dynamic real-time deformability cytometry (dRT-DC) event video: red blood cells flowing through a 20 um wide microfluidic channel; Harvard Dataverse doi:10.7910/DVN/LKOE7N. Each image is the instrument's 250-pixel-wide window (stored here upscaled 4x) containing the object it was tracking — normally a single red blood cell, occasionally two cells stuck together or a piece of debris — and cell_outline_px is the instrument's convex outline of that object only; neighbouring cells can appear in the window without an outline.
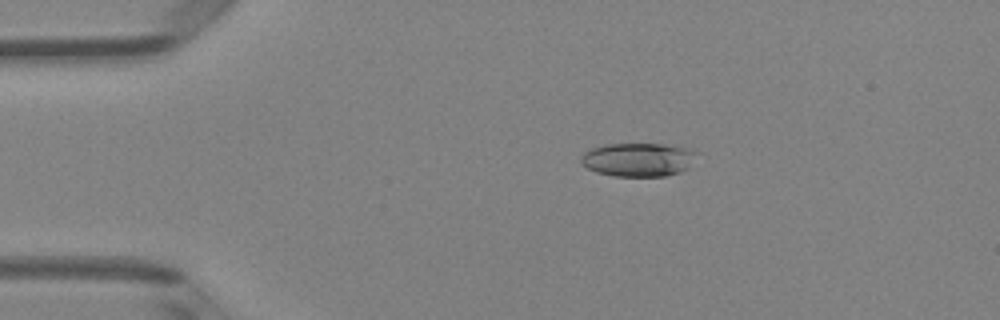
{"species": "Egyptian fruit bat (a non-hibernating species)", "species_latin": "Rousettus aegyptiacus", "temperature_condition": "room temperature", "stored_images_in_passage": 50, "camera_frame_rate_fps": 3000, "um_per_image_px": 0.085, "animal": {"sex": "female"}, "frame": {"image": 1, "passage_image": 10, "time_ms": 3.0, "image_size_px": [1000, 320], "cell_outline_px": [[700, 152], [688, 168], [680, 172], [664, 176], [612, 176], [596, 172], [588, 168], [580, 160], [580, 156], [584, 152], [592, 148], [604, 144], [664, 144], [688, 148]], "centroid_in_image_um": [54.27, 13.56], "position_along_channel_um": 30.7, "area_um2": 22.83}}
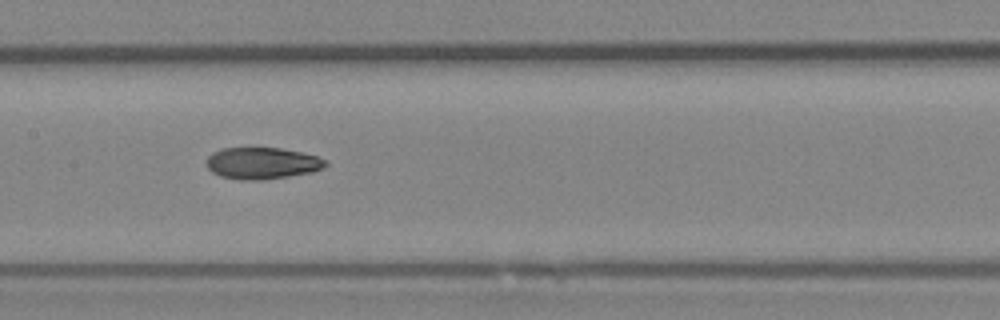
{"frame": {"image": 2, "passage_image": 25, "time_ms": 8.0, "image_size_px": [1000, 320], "cell_outline_px": [[328, 164], [324, 168], [312, 172], [288, 176], [260, 180], [240, 180], [220, 176], [212, 172], [208, 168], [208, 156], [212, 152], [220, 148], [280, 148], [300, 152], [316, 156], [328, 160]], "centroid_in_image_um": [22.29, 13.87], "position_along_channel_um": 185.1, "area_um2": 21.96}}
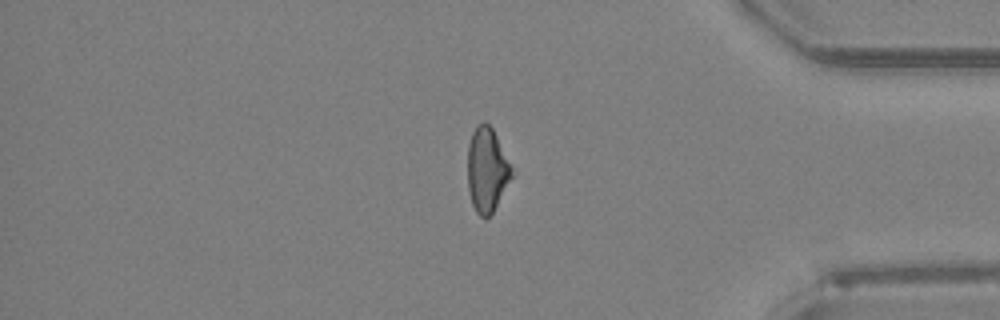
{"frame": {"image": 3, "passage_image": 42, "time_ms": 13.667, "image_size_px": [1000, 320], "cell_outline_px": [[516, 172], [492, 212], [488, 216], [480, 216], [476, 212], [472, 204], [468, 188], [468, 144], [472, 132], [476, 124], [484, 120], [492, 128], [512, 164]], "centroid_in_image_um": [41.41, 14.39], "position_along_channel_um": 393.8, "area_um2": 21.96}, "authors_computed_cell_mechanics": {"area_um2": 22.6576, "velocity_mm_per_s": 4.1122, "shape_relaxation_time_tau1_ms": null, "shape_relaxation_time_tau2_ms": 3.1492, "deformation_change_tau1": null, "deformation_change_tau2": 0.1038}}